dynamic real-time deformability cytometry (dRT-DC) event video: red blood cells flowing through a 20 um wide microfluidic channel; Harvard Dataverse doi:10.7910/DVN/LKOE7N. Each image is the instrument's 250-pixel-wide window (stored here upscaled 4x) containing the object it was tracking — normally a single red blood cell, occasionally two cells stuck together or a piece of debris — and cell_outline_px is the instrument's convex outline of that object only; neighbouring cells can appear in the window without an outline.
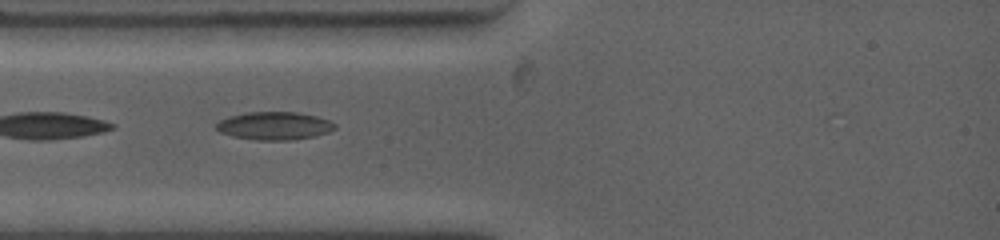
{"species": "common noctule bat (a hibernating species)", "species_latin": "Nyctalus noctula", "temperature_condition": "warm", "stored_images_in_passage": 21, "camera_frame_rate_fps": 4500, "um_per_image_px": 0.085, "animal": {"sex": "female", "body_mass_g": 19.0, "forearm_length_mm": 53.3}, "frame": {"image": 1, "passage_image": 2, "time_ms": 0.444, "image_size_px": [1000, 240], "cell_outline_px": [[336, 128], [328, 132], [312, 136], [292, 140], [256, 140], [232, 136], [220, 132], [216, 128], [216, 124], [220, 120], [228, 116], [244, 112], [296, 112], [316, 116], [328, 120], [336, 124]], "centroid_in_image_um": [23.29, 10.69], "position_along_channel_um": 61.7, "area_um2": 19.31}}
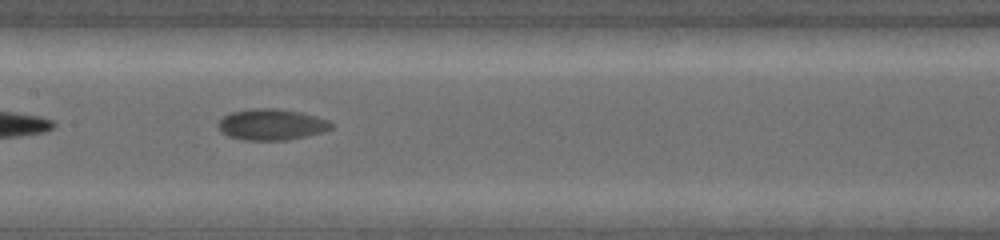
{"frame": {"image": 2, "passage_image": 8, "time_ms": 3.778, "image_size_px": [1000, 240], "cell_outline_px": [[332, 128], [324, 132], [308, 136], [284, 140], [244, 140], [228, 136], [220, 132], [216, 124], [224, 116], [232, 112], [256, 108], [276, 108], [300, 112], [316, 116], [328, 120], [332, 124]], "centroid_in_image_um": [23.07, 10.59], "position_along_channel_um": 184.3, "area_um2": 20.58}}
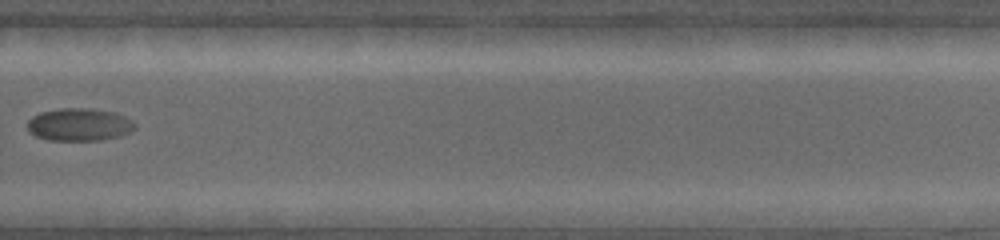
{"frame": {"image": 3, "passage_image": 14, "time_ms": 7.556, "image_size_px": [1000, 240], "cell_outline_px": [[136, 128], [132, 132], [120, 136], [100, 140], [48, 140], [36, 136], [28, 132], [28, 120], [32, 116], [40, 112], [60, 108], [88, 108], [116, 112], [132, 120], [136, 124]], "centroid_in_image_um": [6.76, 10.59], "position_along_channel_um": 323.0, "area_um2": 20.69}}